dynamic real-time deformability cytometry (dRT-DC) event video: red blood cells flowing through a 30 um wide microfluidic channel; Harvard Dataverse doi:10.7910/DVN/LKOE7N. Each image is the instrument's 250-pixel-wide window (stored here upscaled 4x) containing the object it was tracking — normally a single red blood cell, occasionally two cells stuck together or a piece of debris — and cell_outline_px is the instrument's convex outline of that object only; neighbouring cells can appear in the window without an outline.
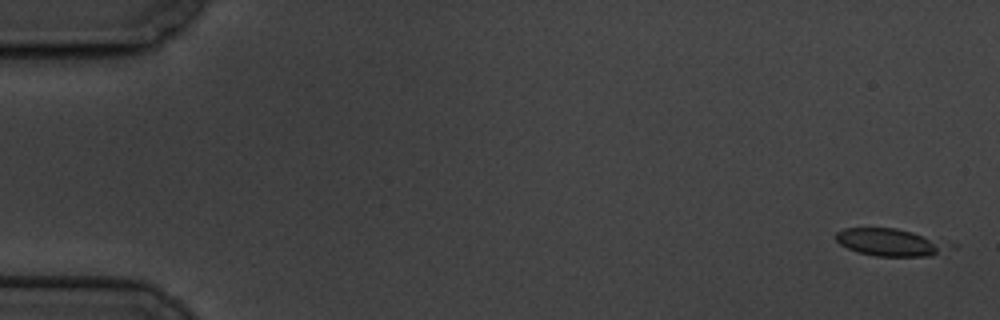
{"species": "common noctule bat (a hibernating species)", "species_latin": "Nyctalus noctula", "temperature_condition": "cold", "stored_images_in_passage": 6, "camera_frame_rate_fps": 3000, "um_per_image_px": 0.085, "animal": {"sex": "male", "body_mass_g": 19.5, "forearm_length_mm": 54.6}, "frame": {"image": 1, "passage_image": 1, "time_ms": 0.0, "image_size_px": [1000, 320], "cell_outline_px": [[940, 248], [932, 256], [876, 256], [856, 252], [840, 244], [836, 240], [836, 232], [844, 228], [896, 228], [912, 232], [928, 240]], "centroid_in_image_um": [75.28, 20.59], "position_along_channel_um": 9.7, "area_um2": 16.53}}
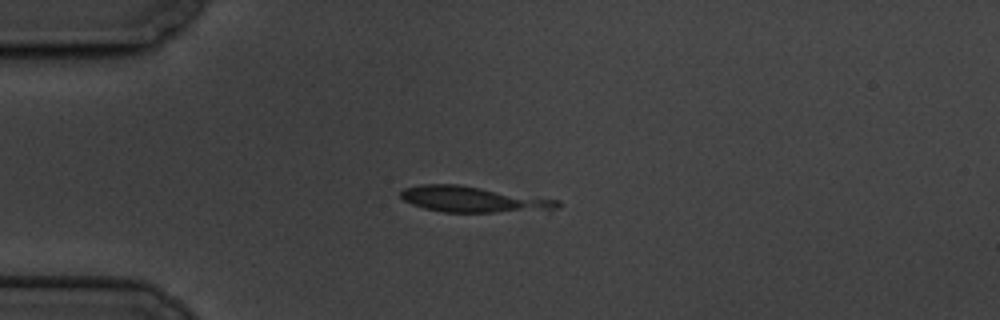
{"frame": {"image": 2, "passage_image": 5, "time_ms": 4.667, "image_size_px": [1000, 320], "cell_outline_px": [[560, 208], [496, 212], [444, 212], [424, 208], [412, 204], [404, 200], [400, 196], [400, 192], [404, 188], [420, 184], [460, 184], [560, 200]], "centroid_in_image_um": [40.17, 16.92], "position_along_channel_um": 44.8, "area_um2": 23.47}}